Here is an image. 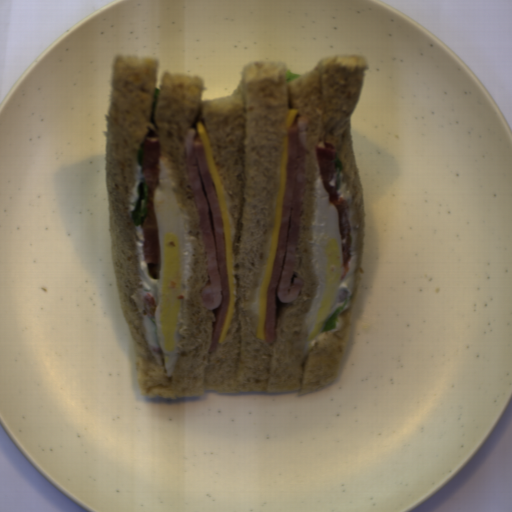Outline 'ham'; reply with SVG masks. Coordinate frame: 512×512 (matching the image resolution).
<instances>
[{
    "instance_id": "obj_1",
    "label": "ham",
    "mask_w": 512,
    "mask_h": 512,
    "mask_svg": "<svg viewBox=\"0 0 512 512\" xmlns=\"http://www.w3.org/2000/svg\"><path fill=\"white\" fill-rule=\"evenodd\" d=\"M308 119L297 117L296 125L287 128L286 177L280 211L277 250L272 266L265 321L264 340L267 345L277 342L278 303H293L302 292L304 280H291L296 262L305 189Z\"/></svg>"
},
{
    "instance_id": "obj_2",
    "label": "ham",
    "mask_w": 512,
    "mask_h": 512,
    "mask_svg": "<svg viewBox=\"0 0 512 512\" xmlns=\"http://www.w3.org/2000/svg\"><path fill=\"white\" fill-rule=\"evenodd\" d=\"M183 152L207 256L208 283L199 290V296L207 311L220 307L207 352L211 356L219 345L230 302L225 224L204 144L194 128H188L183 138Z\"/></svg>"
}]
</instances>
